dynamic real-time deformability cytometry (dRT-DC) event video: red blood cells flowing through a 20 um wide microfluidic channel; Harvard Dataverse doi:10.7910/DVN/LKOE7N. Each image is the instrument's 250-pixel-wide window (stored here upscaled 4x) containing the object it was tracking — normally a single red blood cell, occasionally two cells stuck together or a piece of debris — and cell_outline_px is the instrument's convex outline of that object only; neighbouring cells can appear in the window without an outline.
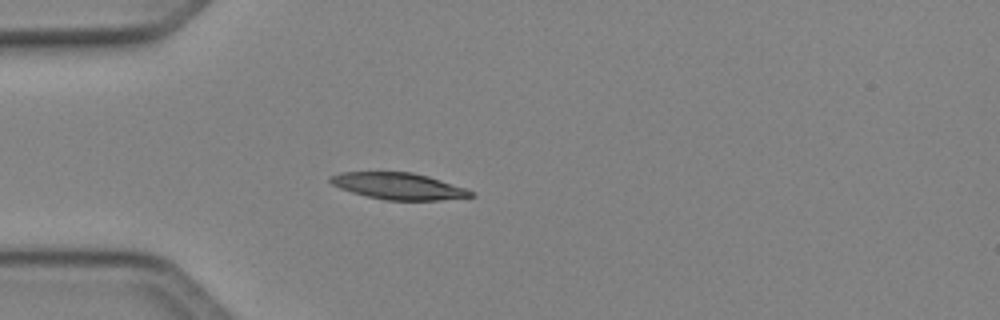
{"species": "Egyptian fruit bat (a non-hibernating species)", "species_latin": "Rousettus aegyptiacus", "temperature_condition": "cold", "stored_images_in_passage": 36, "camera_frame_rate_fps": 3000, "um_per_image_px": 0.085, "animal": {"sex": "female"}, "frame": {"image": 1, "passage_image": 1, "time_ms": 0.0, "image_size_px": [1000, 320], "cell_outline_px": [[476, 196], [440, 200], [384, 200], [352, 192], [340, 188], [332, 184], [328, 180], [328, 176], [340, 172], [412, 172], [428, 176], [464, 188], [472, 192]], "centroid_in_image_um": [33.83, 15.81], "position_along_channel_um": 51.2, "area_um2": 21.62}}
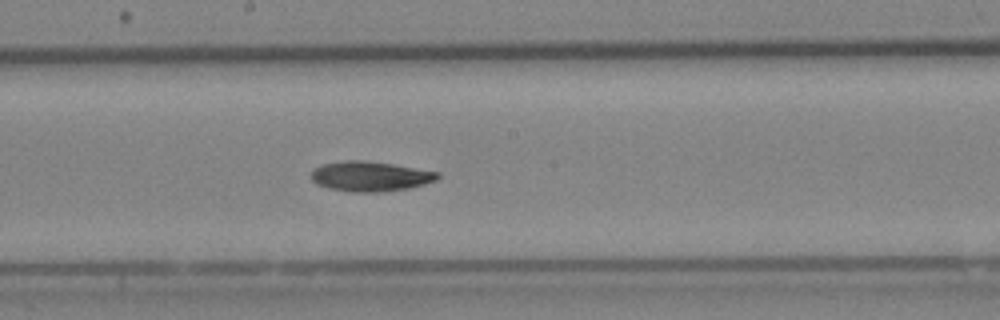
{"frame": {"image": 2, "passage_image": 14, "time_ms": 4.333, "image_size_px": [1000, 320], "cell_outline_px": [[440, 176], [436, 180], [424, 184], [408, 188], [380, 192], [352, 192], [328, 188], [316, 184], [312, 180], [312, 172], [316, 168], [324, 164], [344, 160], [360, 160], [392, 164], [440, 172]], "centroid_in_image_um": [31.48, 14.99], "position_along_channel_um": 216.7, "area_um2": 21.91}}
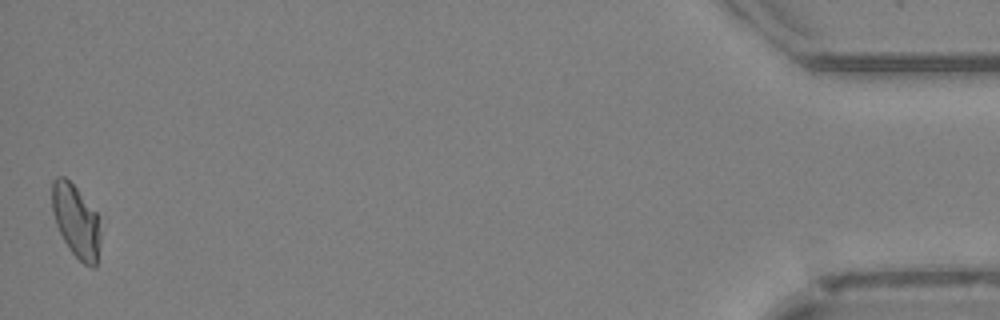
{"frame": {"image": 3, "passage_image": 36, "time_ms": 11.667, "image_size_px": [1000, 320], "cell_outline_px": [[100, 244], [96, 268], [92, 268], [84, 264], [72, 252], [64, 240], [56, 224], [52, 212], [52, 180], [56, 176], [64, 176], [76, 188], [96, 212], [100, 232]], "centroid_in_image_um": [6.46, 18.8], "position_along_channel_um": 428.7, "area_um2": 20.4}, "authors_computed_cell_mechanics": {"area_um2": 21.5594, "velocity_mm_per_s": 4.1261, "shape_relaxation_time_tau1_ms": 6.4249, "shape_relaxation_time_tau2_ms": null, "deformation_change_tau1": 0.1332, "deformation_change_tau2": null}}